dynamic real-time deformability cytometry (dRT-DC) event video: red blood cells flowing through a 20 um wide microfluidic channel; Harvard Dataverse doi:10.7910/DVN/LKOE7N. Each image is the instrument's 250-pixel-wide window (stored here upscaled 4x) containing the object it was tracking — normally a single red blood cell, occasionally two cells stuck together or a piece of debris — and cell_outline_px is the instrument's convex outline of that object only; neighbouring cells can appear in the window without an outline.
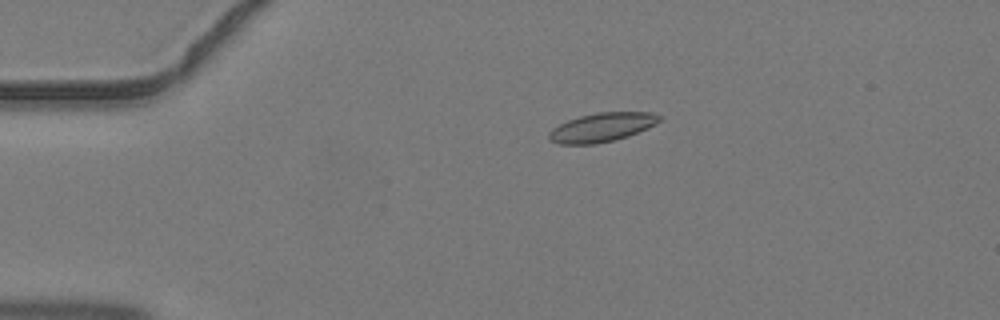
{"species": "common noctule bat (a hibernating species)", "species_latin": "Nyctalus noctula", "temperature_condition": "warm", "stored_images_in_passage": 4, "camera_frame_rate_fps": 3000, "um_per_image_px": 0.085, "animal": {"sex": "male", "body_mass_g": 19.2, "forearm_length_mm": 51.8}, "frame": {"image": 1, "passage_image": 3, "time_ms": 0.667, "image_size_px": [1000, 320], "cell_outline_px": [[664, 116], [656, 124], [648, 128], [628, 136], [596, 144], [560, 144], [548, 140], [548, 132], [552, 128], [568, 120], [580, 116], [596, 112], [652, 112]], "centroid_in_image_um": [51.17, 10.81], "position_along_channel_um": 33.8, "area_um2": 18.73}}